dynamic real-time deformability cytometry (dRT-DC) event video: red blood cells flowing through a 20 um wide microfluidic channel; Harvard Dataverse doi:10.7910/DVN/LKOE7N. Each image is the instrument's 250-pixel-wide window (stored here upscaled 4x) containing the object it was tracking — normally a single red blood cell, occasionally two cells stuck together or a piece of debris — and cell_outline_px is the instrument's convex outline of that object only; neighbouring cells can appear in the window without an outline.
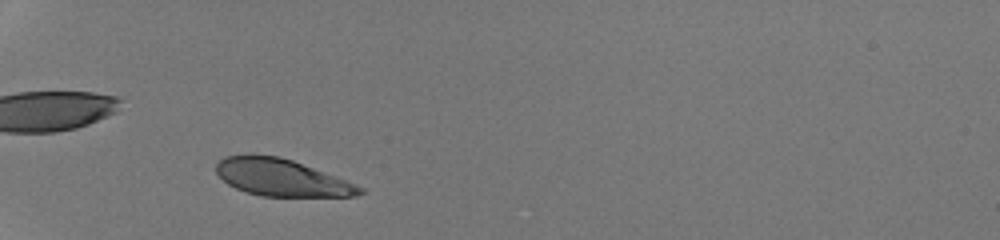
{"species": "human", "species_latin": "Homo sapiens", "temperature_condition": "room temperature", "stored_images_in_passage": 33, "camera_frame_rate_fps": 3000, "um_per_image_px": 0.085, "donor": {"sex": "male"}, "frame": {"image": 1, "passage_image": 4, "time_ms": 1.0, "image_size_px": [1000, 240], "cell_outline_px": [[364, 192], [356, 196], [260, 196], [236, 188], [228, 184], [216, 172], [216, 164], [224, 156], [280, 156], [292, 160], [336, 176], [356, 184], [364, 188]], "centroid_in_image_um": [23.96, 15.11], "position_along_channel_um": 61.0, "area_um2": 30.4}}
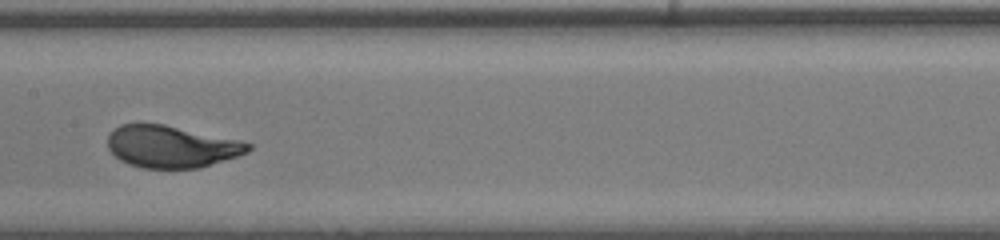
{"frame": {"image": 2, "passage_image": 15, "time_ms": 4.667, "image_size_px": [1000, 240], "cell_outline_px": [[252, 148], [248, 152], [200, 168], [140, 168], [128, 164], [120, 160], [108, 148], [108, 136], [120, 124], [164, 124], [240, 140], [252, 144]], "centroid_in_image_um": [14.58, 12.46], "position_along_channel_um": 192.8, "area_um2": 34.28}}
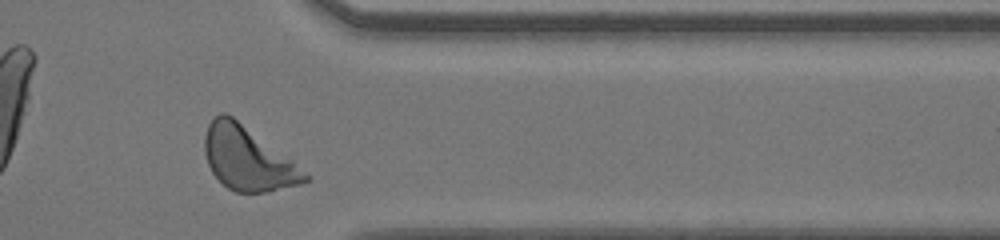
{"frame": {"image": 3, "passage_image": 29, "time_ms": 9.333, "image_size_px": [1000, 240], "cell_outline_px": [[312, 180], [300, 184], [268, 192], [236, 192], [228, 188], [212, 172], [208, 164], [204, 152], [204, 136], [208, 124], [220, 112], [224, 112], [232, 116], [292, 160], [312, 176]], "centroid_in_image_um": [21.07, 13.49], "position_along_channel_um": 390.3, "area_um2": 36.93}, "authors_computed_cell_mechanics": {"area_um2": 35.2002, "velocity_mm_per_s": 4.2733, "shape_relaxation_time_tau1_ms": 2.7752, "shape_relaxation_time_tau2_ms": null, "deformation_change_tau1": 0.1661, "deformation_change_tau2": null}}